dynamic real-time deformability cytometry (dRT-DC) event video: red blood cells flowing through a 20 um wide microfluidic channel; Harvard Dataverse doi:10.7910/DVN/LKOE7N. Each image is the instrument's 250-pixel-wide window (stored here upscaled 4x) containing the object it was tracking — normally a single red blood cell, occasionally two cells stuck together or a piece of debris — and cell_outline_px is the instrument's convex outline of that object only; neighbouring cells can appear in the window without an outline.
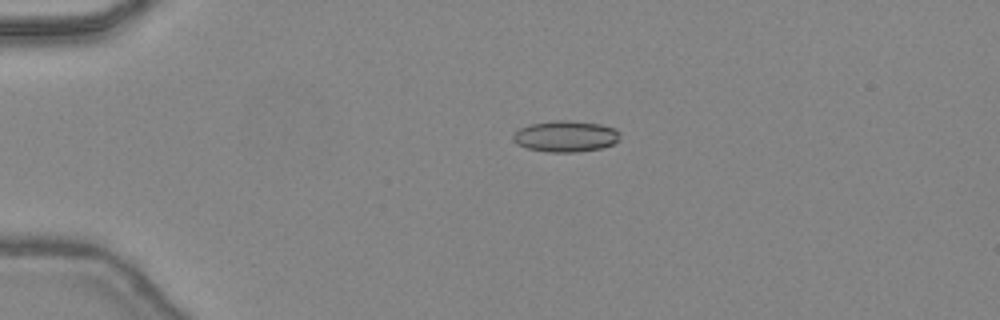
{"species": "common noctule bat (a hibernating species)", "species_latin": "Nyctalus noctula", "temperature_condition": "warm", "stored_images_in_passage": 47, "camera_frame_rate_fps": 3000, "um_per_image_px": 0.085, "animal": {"sex": "female", "body_mass_g": 24.6, "forearm_length_mm": 56.2}, "frame": {"image": 1, "passage_image": 12, "time_ms": 3.667, "image_size_px": [1000, 320], "cell_outline_px": [[620, 140], [612, 144], [600, 148], [576, 152], [548, 152], [528, 148], [516, 144], [512, 140], [512, 136], [520, 128], [528, 124], [552, 120], [568, 120], [600, 124], [616, 128], [620, 132]], "centroid_in_image_um": [48.08, 11.57], "position_along_channel_um": 36.9, "area_um2": 19.59}}
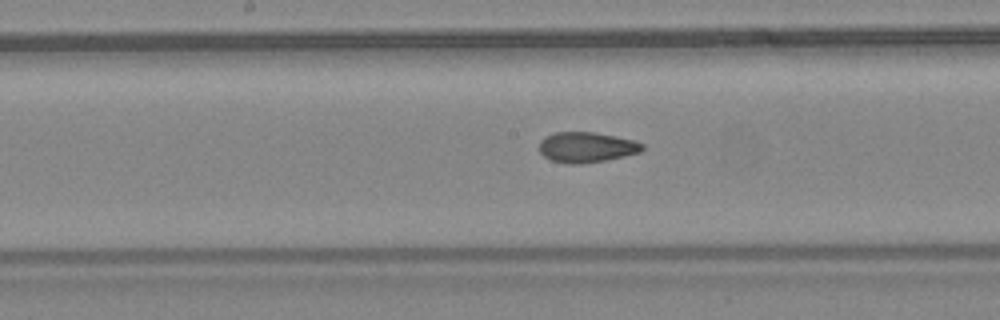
{"frame": {"image": 2, "passage_image": 26, "time_ms": 8.333, "image_size_px": [1000, 320], "cell_outline_px": [[644, 148], [640, 152], [624, 156], [604, 160], [580, 164], [568, 164], [552, 160], [544, 156], [540, 152], [540, 140], [544, 136], [556, 132], [596, 132], [636, 140], [644, 144]], "centroid_in_image_um": [49.87, 12.5], "position_along_channel_um": 198.3, "area_um2": 18.32}}
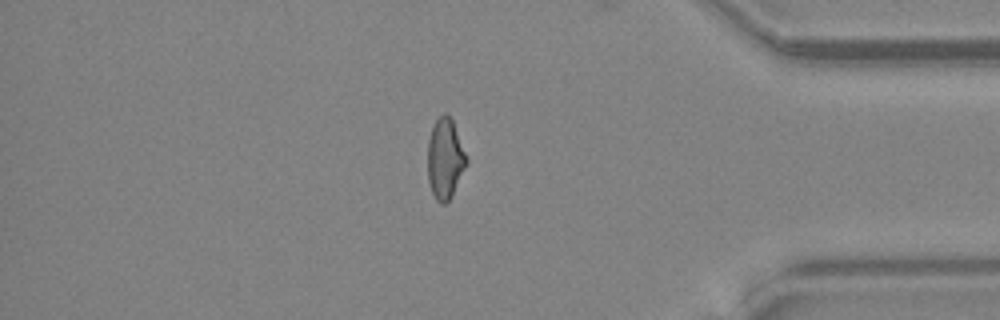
{"frame": {"image": 3, "passage_image": 41, "time_ms": 13.333, "image_size_px": [1000, 320], "cell_outline_px": [[468, 160], [448, 200], [444, 204], [440, 204], [436, 200], [432, 192], [428, 180], [428, 140], [432, 124], [444, 112], [452, 120]], "centroid_in_image_um": [37.79, 13.46], "position_along_channel_um": 397.4, "area_um2": 17.69}, "authors_computed_cell_mechanics": {"area_um2": 18.496, "velocity_mm_per_s": 4.5065, "shape_relaxation_time_tau1_ms": null, "shape_relaxation_time_tau2_ms": 2.1468, "deformation_change_tau1": null, "deformation_change_tau2": 0.0956}}